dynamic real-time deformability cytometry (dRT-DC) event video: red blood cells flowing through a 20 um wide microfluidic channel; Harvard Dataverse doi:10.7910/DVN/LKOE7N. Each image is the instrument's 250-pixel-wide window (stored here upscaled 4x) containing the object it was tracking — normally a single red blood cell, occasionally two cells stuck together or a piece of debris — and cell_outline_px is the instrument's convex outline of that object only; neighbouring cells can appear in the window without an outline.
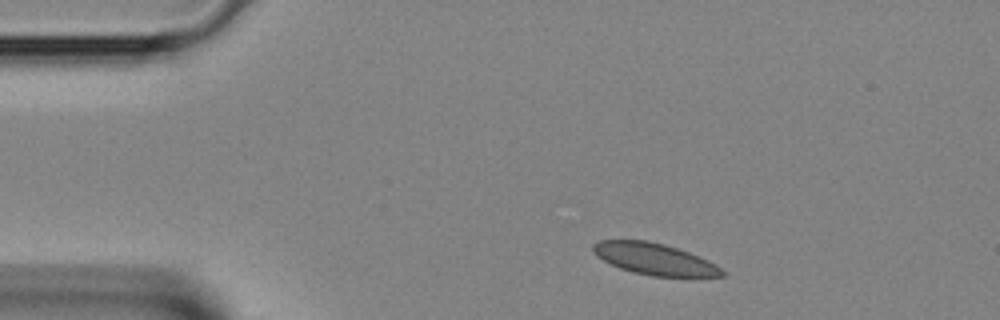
{"species": "Egyptian fruit bat (a non-hibernating species)", "species_latin": "Rousettus aegyptiacus", "temperature_condition": "room temperature", "stored_images_in_passage": 2, "segment_of_instrument_passage": [1, 2], "camera_frame_rate_fps": 3000, "um_per_image_px": 0.085, "animal": {"sex": "female"}, "frame": {"image": 1, "passage_image": 1, "time_ms": 0.0, "image_size_px": [1000, 320], "cell_outline_px": [[724, 276], [652, 276], [632, 272], [620, 268], [596, 256], [592, 248], [592, 244], [600, 240], [648, 240], [664, 244], [700, 256], [716, 264], [724, 272]], "centroid_in_image_um": [55.61, 22.0], "position_along_channel_um": 29.4, "area_um2": 23.52}}